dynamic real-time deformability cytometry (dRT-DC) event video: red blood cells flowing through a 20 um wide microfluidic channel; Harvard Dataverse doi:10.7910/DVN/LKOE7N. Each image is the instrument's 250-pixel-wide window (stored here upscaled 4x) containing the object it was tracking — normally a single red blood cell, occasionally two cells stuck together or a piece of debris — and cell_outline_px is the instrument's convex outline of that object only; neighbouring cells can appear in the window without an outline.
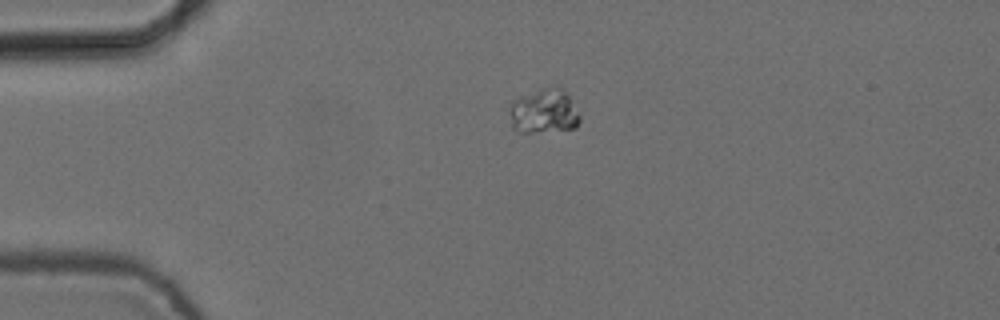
{"species": "common noctule bat (a hibernating species)", "species_latin": "Nyctalus noctula", "temperature_condition": "cold", "stored_images_in_passage": 2, "camera_frame_rate_fps": 3000, "um_per_image_px": 0.085, "animal": {"sex": "female", "body_mass_g": 24.6, "forearm_length_mm": 56.2}, "frame": {"image": 1, "passage_image": 1, "time_ms": 0.0, "image_size_px": [1000, 320], "cell_outline_px": [[580, 120], [576, 128], [532, 132], [520, 132], [512, 128], [512, 100], [520, 96], [552, 84], [560, 88], [568, 96], [580, 116]], "centroid_in_image_um": [46.25, 9.44], "position_along_channel_um": 38.7, "area_um2": 17.92}}